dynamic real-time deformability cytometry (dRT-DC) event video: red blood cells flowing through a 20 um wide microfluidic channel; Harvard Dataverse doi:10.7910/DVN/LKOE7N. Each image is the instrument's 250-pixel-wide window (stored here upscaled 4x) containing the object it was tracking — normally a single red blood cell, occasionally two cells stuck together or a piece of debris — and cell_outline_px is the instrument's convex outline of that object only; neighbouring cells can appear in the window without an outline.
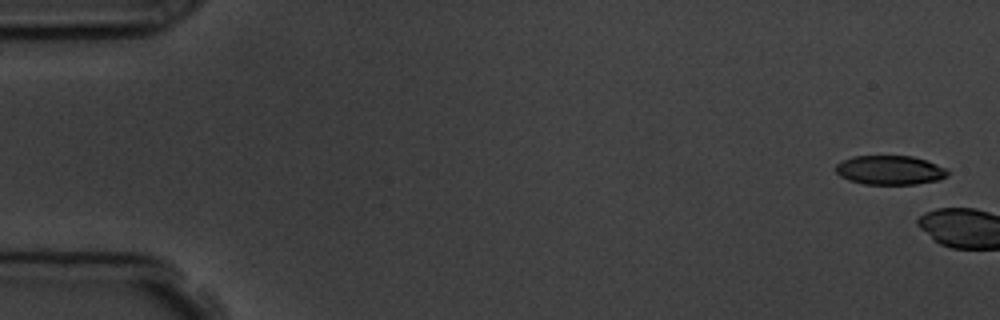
{"species": "common noctule bat (a hibernating species)", "species_latin": "Nyctalus noctula", "temperature_condition": "room temperature", "stored_images_in_passage": 7, "camera_frame_rate_fps": 3000, "um_per_image_px": 0.085, "animal": {"sex": "male", "body_mass_g": 19.5, "forearm_length_mm": 54.6}, "frame": {"image": 1, "passage_image": 1, "time_ms": 0.0, "image_size_px": [1000, 320], "cell_outline_px": [[948, 176], [940, 180], [916, 184], [864, 184], [848, 180], [840, 176], [836, 172], [836, 164], [840, 160], [852, 156], [912, 156], [928, 160], [944, 168], [948, 172]], "centroid_in_image_um": [75.63, 14.46], "position_along_channel_um": 9.4, "area_um2": 19.19}}